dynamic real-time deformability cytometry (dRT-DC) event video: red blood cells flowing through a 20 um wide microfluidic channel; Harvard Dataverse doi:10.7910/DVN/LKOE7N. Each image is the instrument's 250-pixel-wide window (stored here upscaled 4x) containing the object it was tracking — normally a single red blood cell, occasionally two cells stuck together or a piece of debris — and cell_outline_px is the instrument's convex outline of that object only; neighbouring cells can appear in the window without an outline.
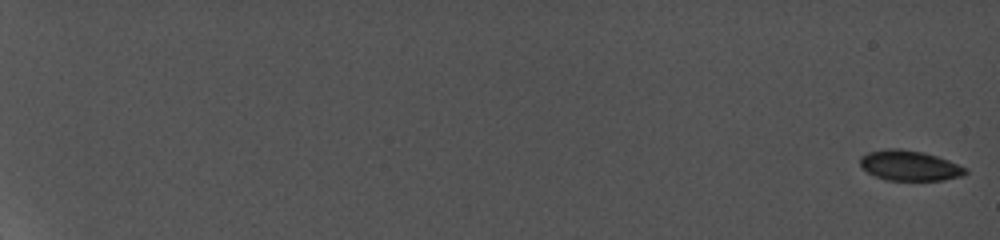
{"species": "common noctule bat (a hibernating species)", "species_latin": "Nyctalus noctula", "temperature_condition": "cold", "stored_images_in_passage": 5, "camera_frame_rate_fps": 5000, "um_per_image_px": 0.085, "animal": {"sex": "female", "body_mass_g": 19.0, "forearm_length_mm": 56.7}, "frame": {"image": 1, "passage_image": 1, "time_ms": 0.0, "image_size_px": [1000, 240], "cell_outline_px": [[968, 172], [964, 176], [944, 180], [888, 180], [876, 176], [868, 172], [860, 164], [860, 156], [868, 152], [888, 148], [900, 148], [924, 152], [948, 160], [968, 168]], "centroid_in_image_um": [77.35, 14.07], "position_along_channel_um": 7.7, "area_um2": 18.61}}